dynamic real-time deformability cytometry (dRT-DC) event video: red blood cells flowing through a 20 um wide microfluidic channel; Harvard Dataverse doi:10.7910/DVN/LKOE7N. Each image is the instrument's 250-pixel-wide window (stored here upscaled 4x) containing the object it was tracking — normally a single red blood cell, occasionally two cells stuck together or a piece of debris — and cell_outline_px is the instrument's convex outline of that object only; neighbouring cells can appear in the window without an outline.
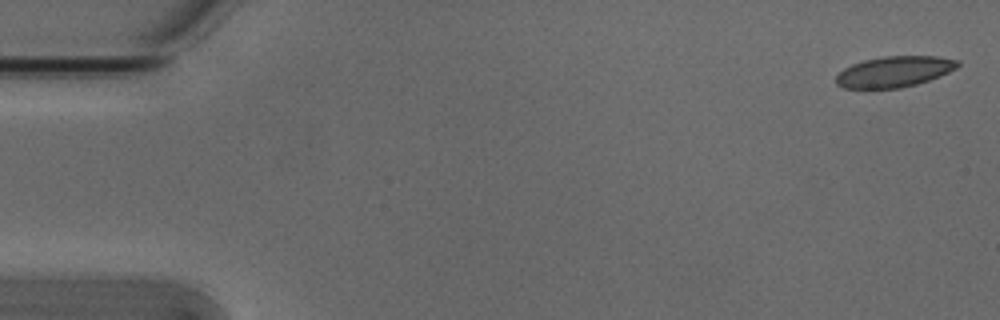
{"species": "Egyptian fruit bat (a non-hibernating species)", "species_latin": "Rousettus aegyptiacus", "temperature_condition": "cold", "stored_images_in_passage": 6, "segment_of_instrument_passage": [1, 2], "camera_frame_rate_fps": 3000, "um_per_image_px": 0.085, "animal": {"sex": "male"}, "frame": {"image": 1, "passage_image": 1, "time_ms": 0.0, "image_size_px": [1000, 320], "cell_outline_px": [[960, 64], [956, 68], [940, 76], [916, 84], [900, 88], [844, 88], [836, 84], [836, 76], [844, 68], [852, 64], [864, 60], [884, 56], [936, 56], [960, 60]], "centroid_in_image_um": [76.02, 6.08], "position_along_channel_um": 9.0, "area_um2": 21.79}}
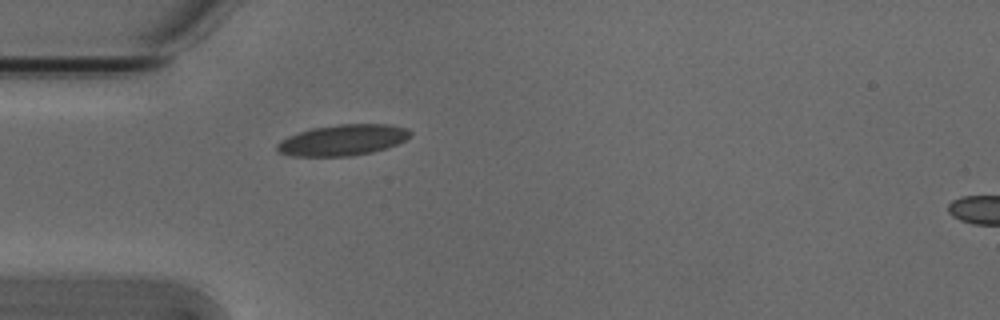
{"frame": {"image": 2, "passage_image": 5, "time_ms": 1.333, "image_size_px": [1000, 320], "cell_outline_px": [[412, 136], [388, 148], [372, 152], [352, 156], [292, 156], [280, 152], [276, 148], [276, 144], [280, 140], [288, 136], [312, 128], [336, 124], [388, 124], [408, 128], [412, 132]], "centroid_in_image_um": [29.16, 11.9], "position_along_channel_um": 55.8, "area_um2": 24.16}}